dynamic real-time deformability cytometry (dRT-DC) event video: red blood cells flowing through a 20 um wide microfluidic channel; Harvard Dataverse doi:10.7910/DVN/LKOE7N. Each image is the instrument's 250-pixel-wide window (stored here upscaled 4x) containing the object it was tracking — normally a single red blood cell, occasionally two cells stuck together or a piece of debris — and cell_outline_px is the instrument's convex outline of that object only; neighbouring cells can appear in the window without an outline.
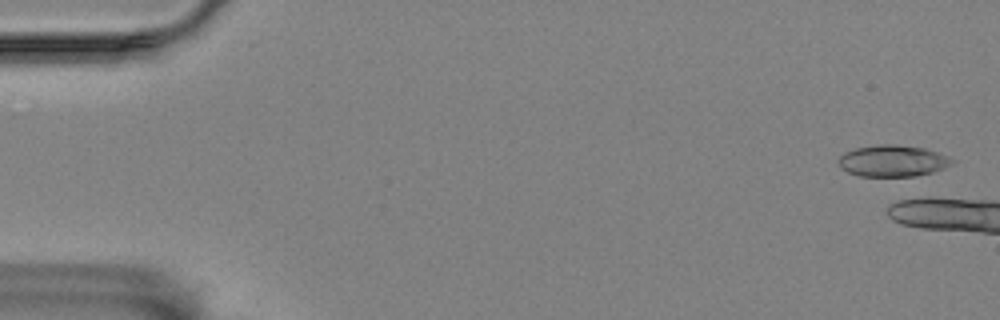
{"species": "Egyptian fruit bat (a non-hibernating species)", "species_latin": "Rousettus aegyptiacus", "temperature_condition": "room temperature", "stored_images_in_passage": 6, "camera_frame_rate_fps": 3000, "um_per_image_px": 0.085, "animal": {"sex": "female"}, "frame": {"image": 1, "passage_image": 2, "time_ms": 0.333, "image_size_px": [1000, 320], "cell_outline_px": [[956, 160], [952, 164], [944, 168], [932, 172], [916, 176], [860, 176], [848, 172], [840, 168], [840, 156], [844, 152], [856, 148], [876, 144], [896, 144], [924, 148], [948, 156]], "centroid_in_image_um": [75.89, 13.67], "position_along_channel_um": 9.1, "area_um2": 20.87}}